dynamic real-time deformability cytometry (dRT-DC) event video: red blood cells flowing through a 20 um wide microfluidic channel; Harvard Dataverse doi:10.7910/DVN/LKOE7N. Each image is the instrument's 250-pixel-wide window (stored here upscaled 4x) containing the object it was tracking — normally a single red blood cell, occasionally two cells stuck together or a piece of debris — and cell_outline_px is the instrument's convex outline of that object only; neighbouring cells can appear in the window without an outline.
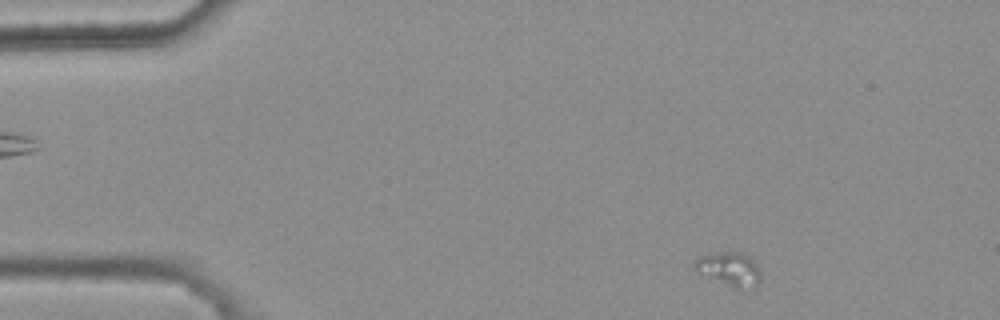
{"species": "common noctule bat (a hibernating species)", "species_latin": "Nyctalus noctula", "temperature_condition": "warm", "stored_images_in_passage": 4, "camera_frame_rate_fps": 3000, "um_per_image_px": 0.085, "animal": {"sex": "female", "body_mass_g": 25.1}, "frame": {"image": 1, "passage_image": 4, "time_ms": 1.0, "image_size_px": [1000, 320], "cell_outline_px": [[760, 280], [740, 292], [692, 268], [692, 264], [700, 256], [716, 252], [740, 252], [748, 256], [760, 268]], "centroid_in_image_um": [61.99, 22.87], "position_along_channel_um": 23.0, "area_um2": 12.95}}